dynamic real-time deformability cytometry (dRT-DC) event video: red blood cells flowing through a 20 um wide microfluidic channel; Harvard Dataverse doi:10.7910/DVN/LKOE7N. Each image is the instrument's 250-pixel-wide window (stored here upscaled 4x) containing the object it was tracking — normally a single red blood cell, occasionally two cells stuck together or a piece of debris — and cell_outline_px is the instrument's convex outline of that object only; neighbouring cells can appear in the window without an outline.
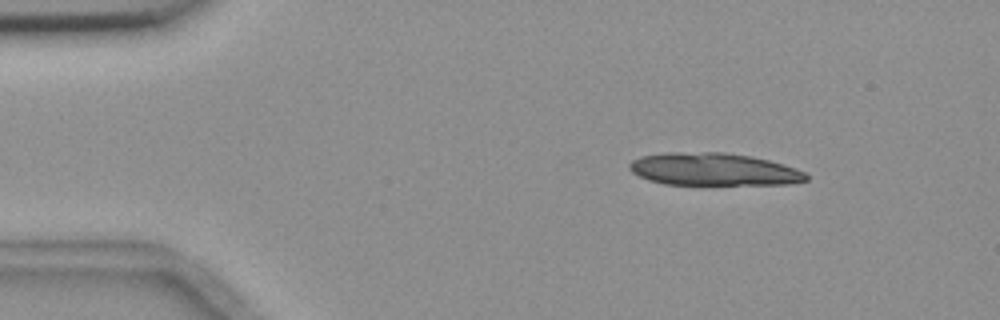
{"species": "common noctule bat (a hibernating species)", "species_latin": "Nyctalus noctula", "temperature_condition": "room temperature", "stored_images_in_passage": 4, "camera_frame_rate_fps": 3000, "um_per_image_px": 0.085, "animal": {"sex": "female", "body_mass_g": 18.4}, "frame": {"image": 1, "passage_image": 2, "time_ms": 1.667, "image_size_px": [1000, 320], "cell_outline_px": [[808, 180], [788, 184], [664, 184], [648, 180], [632, 172], [628, 168], [628, 164], [632, 160], [640, 156], [668, 152], [724, 152], [752, 156], [784, 164], [796, 168], [804, 172], [808, 176]], "centroid_in_image_um": [60.64, 14.38], "position_along_channel_um": 24.4, "area_um2": 33.58}}